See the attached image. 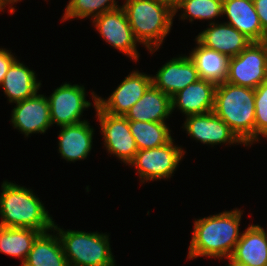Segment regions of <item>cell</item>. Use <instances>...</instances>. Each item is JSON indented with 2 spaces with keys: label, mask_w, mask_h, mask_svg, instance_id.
<instances>
[{
  "label": "cell",
  "mask_w": 267,
  "mask_h": 266,
  "mask_svg": "<svg viewBox=\"0 0 267 266\" xmlns=\"http://www.w3.org/2000/svg\"><path fill=\"white\" fill-rule=\"evenodd\" d=\"M196 40L203 46L213 49L229 58L239 55L252 41L233 26L225 22L209 24Z\"/></svg>",
  "instance_id": "15"
},
{
  "label": "cell",
  "mask_w": 267,
  "mask_h": 266,
  "mask_svg": "<svg viewBox=\"0 0 267 266\" xmlns=\"http://www.w3.org/2000/svg\"><path fill=\"white\" fill-rule=\"evenodd\" d=\"M5 5L2 3V1L0 0V11L2 12L5 9Z\"/></svg>",
  "instance_id": "34"
},
{
  "label": "cell",
  "mask_w": 267,
  "mask_h": 266,
  "mask_svg": "<svg viewBox=\"0 0 267 266\" xmlns=\"http://www.w3.org/2000/svg\"><path fill=\"white\" fill-rule=\"evenodd\" d=\"M11 53L12 52L10 50H6V48H0V85L3 82L4 76L8 72V69L17 59V56H14Z\"/></svg>",
  "instance_id": "29"
},
{
  "label": "cell",
  "mask_w": 267,
  "mask_h": 266,
  "mask_svg": "<svg viewBox=\"0 0 267 266\" xmlns=\"http://www.w3.org/2000/svg\"><path fill=\"white\" fill-rule=\"evenodd\" d=\"M151 85L150 75L134 70L107 99L97 96V106L106 113L125 116Z\"/></svg>",
  "instance_id": "11"
},
{
  "label": "cell",
  "mask_w": 267,
  "mask_h": 266,
  "mask_svg": "<svg viewBox=\"0 0 267 266\" xmlns=\"http://www.w3.org/2000/svg\"><path fill=\"white\" fill-rule=\"evenodd\" d=\"M136 40L154 53L173 26L174 10L164 0H125L121 6Z\"/></svg>",
  "instance_id": "4"
},
{
  "label": "cell",
  "mask_w": 267,
  "mask_h": 266,
  "mask_svg": "<svg viewBox=\"0 0 267 266\" xmlns=\"http://www.w3.org/2000/svg\"><path fill=\"white\" fill-rule=\"evenodd\" d=\"M2 3L5 5V6H8V8L10 7L9 12L10 14H13L15 12V8L13 7V5L15 3H18V1L20 2L21 0H1Z\"/></svg>",
  "instance_id": "31"
},
{
  "label": "cell",
  "mask_w": 267,
  "mask_h": 266,
  "mask_svg": "<svg viewBox=\"0 0 267 266\" xmlns=\"http://www.w3.org/2000/svg\"><path fill=\"white\" fill-rule=\"evenodd\" d=\"M116 0H70L66 5L62 20L85 19L93 20L96 16L120 8Z\"/></svg>",
  "instance_id": "27"
},
{
  "label": "cell",
  "mask_w": 267,
  "mask_h": 266,
  "mask_svg": "<svg viewBox=\"0 0 267 266\" xmlns=\"http://www.w3.org/2000/svg\"><path fill=\"white\" fill-rule=\"evenodd\" d=\"M0 86L3 87L9 103H17L35 96L41 87V82L37 79L34 70L16 59L8 69Z\"/></svg>",
  "instance_id": "21"
},
{
  "label": "cell",
  "mask_w": 267,
  "mask_h": 266,
  "mask_svg": "<svg viewBox=\"0 0 267 266\" xmlns=\"http://www.w3.org/2000/svg\"><path fill=\"white\" fill-rule=\"evenodd\" d=\"M1 191L0 226L30 228L42 233L53 230V218L32 189L4 180Z\"/></svg>",
  "instance_id": "2"
},
{
  "label": "cell",
  "mask_w": 267,
  "mask_h": 266,
  "mask_svg": "<svg viewBox=\"0 0 267 266\" xmlns=\"http://www.w3.org/2000/svg\"><path fill=\"white\" fill-rule=\"evenodd\" d=\"M263 32H267V0H253Z\"/></svg>",
  "instance_id": "30"
},
{
  "label": "cell",
  "mask_w": 267,
  "mask_h": 266,
  "mask_svg": "<svg viewBox=\"0 0 267 266\" xmlns=\"http://www.w3.org/2000/svg\"><path fill=\"white\" fill-rule=\"evenodd\" d=\"M129 127L138 150L156 148L173 139L166 122L129 121Z\"/></svg>",
  "instance_id": "25"
},
{
  "label": "cell",
  "mask_w": 267,
  "mask_h": 266,
  "mask_svg": "<svg viewBox=\"0 0 267 266\" xmlns=\"http://www.w3.org/2000/svg\"><path fill=\"white\" fill-rule=\"evenodd\" d=\"M267 81V56L259 42H251L239 55L229 59L226 82L256 89Z\"/></svg>",
  "instance_id": "8"
},
{
  "label": "cell",
  "mask_w": 267,
  "mask_h": 266,
  "mask_svg": "<svg viewBox=\"0 0 267 266\" xmlns=\"http://www.w3.org/2000/svg\"><path fill=\"white\" fill-rule=\"evenodd\" d=\"M171 114V97L151 85L125 117L128 121L165 122Z\"/></svg>",
  "instance_id": "20"
},
{
  "label": "cell",
  "mask_w": 267,
  "mask_h": 266,
  "mask_svg": "<svg viewBox=\"0 0 267 266\" xmlns=\"http://www.w3.org/2000/svg\"><path fill=\"white\" fill-rule=\"evenodd\" d=\"M100 36L111 47L119 50L131 60H139L137 44L139 43L128 22L127 15L122 7L105 12L92 20Z\"/></svg>",
  "instance_id": "9"
},
{
  "label": "cell",
  "mask_w": 267,
  "mask_h": 266,
  "mask_svg": "<svg viewBox=\"0 0 267 266\" xmlns=\"http://www.w3.org/2000/svg\"><path fill=\"white\" fill-rule=\"evenodd\" d=\"M242 212L236 208L195 219L187 258L205 256L229 260L242 234L239 232Z\"/></svg>",
  "instance_id": "1"
},
{
  "label": "cell",
  "mask_w": 267,
  "mask_h": 266,
  "mask_svg": "<svg viewBox=\"0 0 267 266\" xmlns=\"http://www.w3.org/2000/svg\"><path fill=\"white\" fill-rule=\"evenodd\" d=\"M259 43L263 46L266 56H267V32H264Z\"/></svg>",
  "instance_id": "33"
},
{
  "label": "cell",
  "mask_w": 267,
  "mask_h": 266,
  "mask_svg": "<svg viewBox=\"0 0 267 266\" xmlns=\"http://www.w3.org/2000/svg\"><path fill=\"white\" fill-rule=\"evenodd\" d=\"M173 10L184 0H164Z\"/></svg>",
  "instance_id": "32"
},
{
  "label": "cell",
  "mask_w": 267,
  "mask_h": 266,
  "mask_svg": "<svg viewBox=\"0 0 267 266\" xmlns=\"http://www.w3.org/2000/svg\"><path fill=\"white\" fill-rule=\"evenodd\" d=\"M196 48L189 53L194 62L200 79L216 85L226 81L228 76L229 57L218 51L201 45L196 39Z\"/></svg>",
  "instance_id": "22"
},
{
  "label": "cell",
  "mask_w": 267,
  "mask_h": 266,
  "mask_svg": "<svg viewBox=\"0 0 267 266\" xmlns=\"http://www.w3.org/2000/svg\"><path fill=\"white\" fill-rule=\"evenodd\" d=\"M213 112L246 145L255 142L254 89L223 82L216 86Z\"/></svg>",
  "instance_id": "3"
},
{
  "label": "cell",
  "mask_w": 267,
  "mask_h": 266,
  "mask_svg": "<svg viewBox=\"0 0 267 266\" xmlns=\"http://www.w3.org/2000/svg\"><path fill=\"white\" fill-rule=\"evenodd\" d=\"M88 120L61 126L58 135V151L68 162L84 160L88 157L93 142L94 129Z\"/></svg>",
  "instance_id": "17"
},
{
  "label": "cell",
  "mask_w": 267,
  "mask_h": 266,
  "mask_svg": "<svg viewBox=\"0 0 267 266\" xmlns=\"http://www.w3.org/2000/svg\"><path fill=\"white\" fill-rule=\"evenodd\" d=\"M41 233L36 229L0 226V252L13 258H21V264H23L33 243Z\"/></svg>",
  "instance_id": "24"
},
{
  "label": "cell",
  "mask_w": 267,
  "mask_h": 266,
  "mask_svg": "<svg viewBox=\"0 0 267 266\" xmlns=\"http://www.w3.org/2000/svg\"><path fill=\"white\" fill-rule=\"evenodd\" d=\"M228 261L234 266H267V239L258 225L243 231Z\"/></svg>",
  "instance_id": "18"
},
{
  "label": "cell",
  "mask_w": 267,
  "mask_h": 266,
  "mask_svg": "<svg viewBox=\"0 0 267 266\" xmlns=\"http://www.w3.org/2000/svg\"><path fill=\"white\" fill-rule=\"evenodd\" d=\"M84 85L64 83L57 87L53 93L47 97L50 107V118L57 126H67L82 121L81 116L86 108L92 106L86 99Z\"/></svg>",
  "instance_id": "10"
},
{
  "label": "cell",
  "mask_w": 267,
  "mask_h": 266,
  "mask_svg": "<svg viewBox=\"0 0 267 266\" xmlns=\"http://www.w3.org/2000/svg\"><path fill=\"white\" fill-rule=\"evenodd\" d=\"M152 77V85L172 97L200 79L198 70L189 56L179 55L167 61Z\"/></svg>",
  "instance_id": "14"
},
{
  "label": "cell",
  "mask_w": 267,
  "mask_h": 266,
  "mask_svg": "<svg viewBox=\"0 0 267 266\" xmlns=\"http://www.w3.org/2000/svg\"><path fill=\"white\" fill-rule=\"evenodd\" d=\"M15 104L10 122L25 137L33 133L44 134L52 126L49 101L43 94H36Z\"/></svg>",
  "instance_id": "13"
},
{
  "label": "cell",
  "mask_w": 267,
  "mask_h": 266,
  "mask_svg": "<svg viewBox=\"0 0 267 266\" xmlns=\"http://www.w3.org/2000/svg\"><path fill=\"white\" fill-rule=\"evenodd\" d=\"M174 139L165 145L138 150L134 159L128 164L136 167L140 182L169 179L186 151L174 144Z\"/></svg>",
  "instance_id": "6"
},
{
  "label": "cell",
  "mask_w": 267,
  "mask_h": 266,
  "mask_svg": "<svg viewBox=\"0 0 267 266\" xmlns=\"http://www.w3.org/2000/svg\"><path fill=\"white\" fill-rule=\"evenodd\" d=\"M91 95L106 151L128 165L138 151L136 141L130 131L129 121L125 116L102 111L97 106V94L92 92Z\"/></svg>",
  "instance_id": "7"
},
{
  "label": "cell",
  "mask_w": 267,
  "mask_h": 266,
  "mask_svg": "<svg viewBox=\"0 0 267 266\" xmlns=\"http://www.w3.org/2000/svg\"><path fill=\"white\" fill-rule=\"evenodd\" d=\"M262 230H263V232H264V234H265V237H266V239H267V231L264 229V228H262V226H260V225H258Z\"/></svg>",
  "instance_id": "35"
},
{
  "label": "cell",
  "mask_w": 267,
  "mask_h": 266,
  "mask_svg": "<svg viewBox=\"0 0 267 266\" xmlns=\"http://www.w3.org/2000/svg\"><path fill=\"white\" fill-rule=\"evenodd\" d=\"M49 232H43L36 238L21 266H68L57 232L54 229Z\"/></svg>",
  "instance_id": "23"
},
{
  "label": "cell",
  "mask_w": 267,
  "mask_h": 266,
  "mask_svg": "<svg viewBox=\"0 0 267 266\" xmlns=\"http://www.w3.org/2000/svg\"><path fill=\"white\" fill-rule=\"evenodd\" d=\"M255 93V143L259 135L267 138V81L261 83Z\"/></svg>",
  "instance_id": "28"
},
{
  "label": "cell",
  "mask_w": 267,
  "mask_h": 266,
  "mask_svg": "<svg viewBox=\"0 0 267 266\" xmlns=\"http://www.w3.org/2000/svg\"><path fill=\"white\" fill-rule=\"evenodd\" d=\"M222 15L252 42H259L264 34L253 0H223Z\"/></svg>",
  "instance_id": "19"
},
{
  "label": "cell",
  "mask_w": 267,
  "mask_h": 266,
  "mask_svg": "<svg viewBox=\"0 0 267 266\" xmlns=\"http://www.w3.org/2000/svg\"><path fill=\"white\" fill-rule=\"evenodd\" d=\"M178 10H183L180 16L182 20H211L209 23L212 24L215 23V18L223 16V0H184L174 9V15Z\"/></svg>",
  "instance_id": "26"
},
{
  "label": "cell",
  "mask_w": 267,
  "mask_h": 266,
  "mask_svg": "<svg viewBox=\"0 0 267 266\" xmlns=\"http://www.w3.org/2000/svg\"><path fill=\"white\" fill-rule=\"evenodd\" d=\"M216 84L199 79L171 97L172 112L177 108L185 116L213 111Z\"/></svg>",
  "instance_id": "16"
},
{
  "label": "cell",
  "mask_w": 267,
  "mask_h": 266,
  "mask_svg": "<svg viewBox=\"0 0 267 266\" xmlns=\"http://www.w3.org/2000/svg\"><path fill=\"white\" fill-rule=\"evenodd\" d=\"M68 266H116L109 234L64 230L54 222Z\"/></svg>",
  "instance_id": "5"
},
{
  "label": "cell",
  "mask_w": 267,
  "mask_h": 266,
  "mask_svg": "<svg viewBox=\"0 0 267 266\" xmlns=\"http://www.w3.org/2000/svg\"><path fill=\"white\" fill-rule=\"evenodd\" d=\"M183 124L186 133L196 141L207 145H217L223 143L243 144L246 146L237 135L231 130V128L220 119L213 111L190 115L185 117Z\"/></svg>",
  "instance_id": "12"
}]
</instances>
